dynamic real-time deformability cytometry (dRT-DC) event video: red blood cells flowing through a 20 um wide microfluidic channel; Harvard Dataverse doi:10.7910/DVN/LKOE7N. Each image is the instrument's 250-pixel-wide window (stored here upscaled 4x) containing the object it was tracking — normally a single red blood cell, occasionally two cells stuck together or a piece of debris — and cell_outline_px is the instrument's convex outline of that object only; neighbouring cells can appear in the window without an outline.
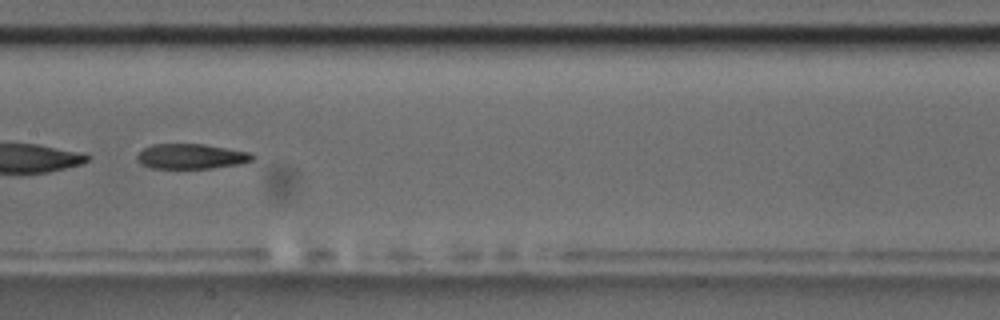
{"species": "common noctule bat (a hibernating species)", "species_latin": "Nyctalus noctula", "temperature_condition": "room temperature", "stored_images_in_passage": 54, "segment_of_instrument_passage": [2, 2], "camera_frame_rate_fps": 3000, "um_per_image_px": 0.085, "animal": {"sex": "male", "body_mass_g": 17.5, "forearm_length_mm": 52.3}, "frame": {"image": 1, "passage_image": 28, "time_ms": 9.0, "image_size_px": [1000, 320], "cell_outline_px": [[256, 156], [252, 160], [240, 164], [212, 168], [152, 168], [140, 164], [136, 160], [136, 156], [144, 148], [152, 144], [204, 144], [248, 152]], "centroid_in_image_um": [16.22, 13.29], "position_along_channel_um": 191.2, "area_um2": 16.82}}